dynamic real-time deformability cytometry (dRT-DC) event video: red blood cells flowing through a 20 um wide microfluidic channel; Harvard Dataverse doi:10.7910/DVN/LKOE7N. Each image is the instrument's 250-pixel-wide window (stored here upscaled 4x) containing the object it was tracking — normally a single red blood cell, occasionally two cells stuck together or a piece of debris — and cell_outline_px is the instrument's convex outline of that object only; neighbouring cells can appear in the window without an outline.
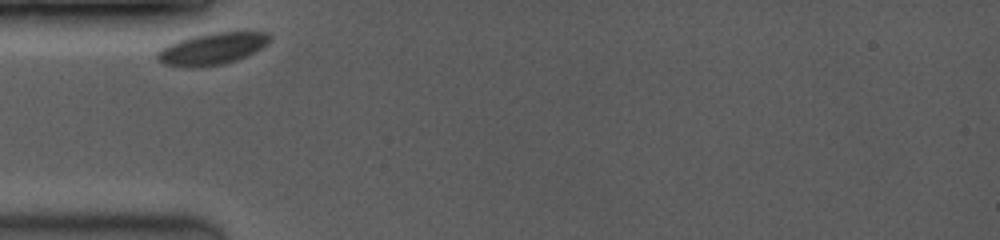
{"species": "common noctule bat (a hibernating species)", "species_latin": "Nyctalus noctula", "temperature_condition": "room temperature", "stored_images_in_passage": 24, "camera_frame_rate_fps": 3500, "um_per_image_px": 0.085, "animal": {"sex": "female", "body_mass_g": 19.0, "forearm_length_mm": 53.3}, "frame": {"image": 1, "passage_image": 1, "time_ms": 0.0, "image_size_px": [1000, 240], "cell_outline_px": [[272, 36], [268, 44], [236, 60], [224, 64], [196, 68], [184, 68], [164, 64], [156, 56], [156, 52], [160, 48], [168, 44], [180, 40], [212, 32], [268, 32]], "centroid_in_image_um": [18.01, 4.15], "position_along_channel_um": 67.0, "area_um2": 20.81}}
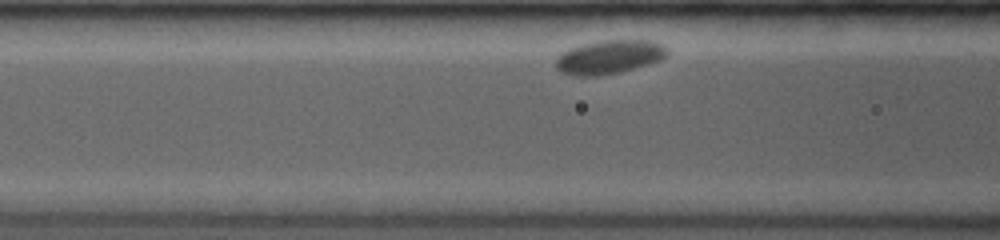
{"frame": {"image": 2, "passage_image": 10, "time_ms": 1.429, "image_size_px": [1000, 240], "cell_outline_px": [[668, 52], [660, 60], [648, 64], [620, 72], [600, 76], [576, 76], [560, 72], [556, 68], [556, 60], [564, 52], [572, 48], [584, 44], [600, 40], [648, 40], [660, 44], [668, 48]], "centroid_in_image_um": [51.79, 4.85], "position_along_channel_um": 114.8, "area_um2": 21.68}}
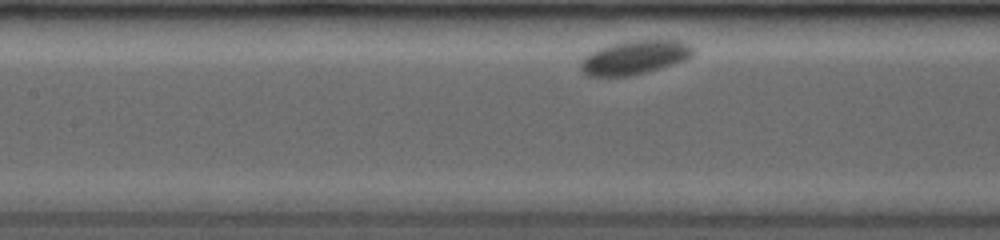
{"frame": {"image": 3, "passage_image": 17, "time_ms": 2.571, "image_size_px": [1000, 240], "cell_outline_px": [[696, 48], [692, 56], [684, 60], [672, 64], [644, 72], [628, 76], [588, 76], [580, 68], [580, 60], [588, 52], [612, 44], [628, 40], [680, 40]], "centroid_in_image_um": [53.93, 4.86], "position_along_channel_um": 153.5, "area_um2": 22.14}}